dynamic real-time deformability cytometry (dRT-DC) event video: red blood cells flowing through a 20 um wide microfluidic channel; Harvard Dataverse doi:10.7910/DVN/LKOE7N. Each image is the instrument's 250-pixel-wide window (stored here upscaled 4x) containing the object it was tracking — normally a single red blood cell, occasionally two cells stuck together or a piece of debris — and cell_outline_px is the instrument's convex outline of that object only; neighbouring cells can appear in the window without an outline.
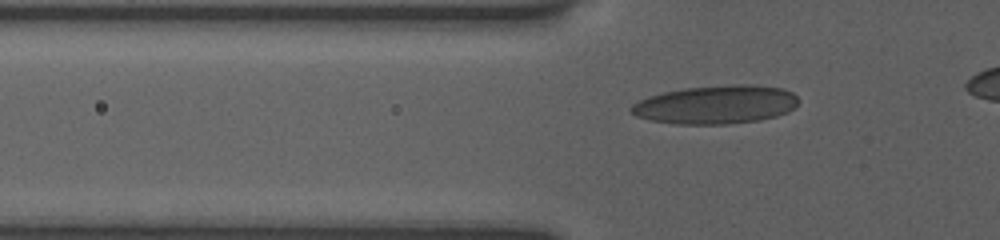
{"species": "human", "species_latin": "Homo sapiens", "temperature_condition": "room temperature", "stored_images_in_passage": 34, "camera_frame_rate_fps": 3000, "um_per_image_px": 0.085, "donor": {"sex": "female"}, "frame": {"image": 1, "passage_image": 4, "time_ms": 1.0, "image_size_px": [1000, 240], "cell_outline_px": [[800, 100], [788, 112], [776, 116], [760, 120], [728, 124], [676, 124], [648, 120], [636, 116], [628, 112], [628, 108], [632, 104], [648, 96], [664, 92], [684, 88], [732, 84], [748, 84], [780, 88], [792, 92]], "centroid_in_image_um": [60.81, 8.9], "position_along_channel_um": 65.0, "area_um2": 37.74}}
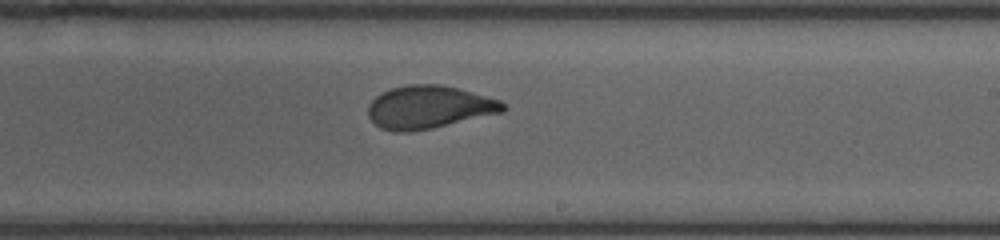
{"frame": {"image": 2, "passage_image": 19, "time_ms": 6.0, "image_size_px": [1000, 240], "cell_outline_px": [[504, 112], [432, 128], [408, 132], [392, 132], [380, 128], [368, 116], [368, 104], [376, 96], [392, 88], [408, 84], [444, 84], [500, 100], [504, 104]], "centroid_in_image_um": [36.44, 9.11], "position_along_channel_um": 252.6, "area_um2": 33.7}}
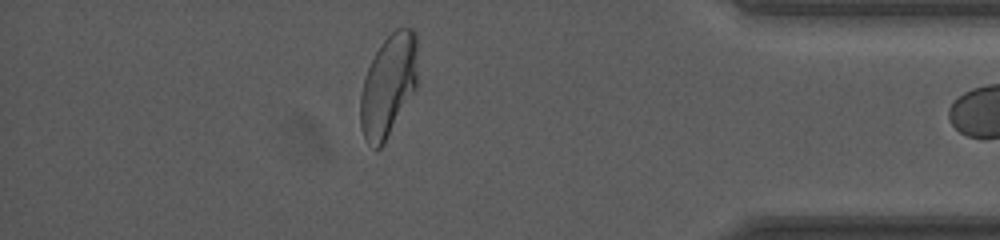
{"frame": {"image": 3, "passage_image": 33, "time_ms": 10.667, "image_size_px": [1000, 240], "cell_outline_px": [[416, 88], [384, 144], [380, 148], [376, 148], [368, 144], [360, 128], [360, 96], [364, 80], [368, 68], [380, 44], [396, 28], [412, 28], [416, 32]], "centroid_in_image_um": [33.0, 7.28], "position_along_channel_um": 402.2, "area_um2": 33.81}}